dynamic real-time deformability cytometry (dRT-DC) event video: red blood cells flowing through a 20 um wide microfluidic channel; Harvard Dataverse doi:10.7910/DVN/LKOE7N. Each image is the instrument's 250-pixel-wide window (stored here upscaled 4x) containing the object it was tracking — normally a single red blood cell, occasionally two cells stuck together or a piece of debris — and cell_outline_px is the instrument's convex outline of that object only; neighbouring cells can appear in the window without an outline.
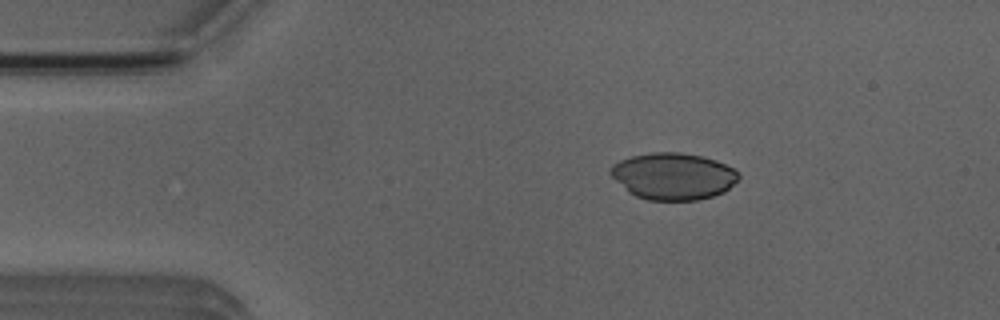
{"species": "Egyptian fruit bat (a non-hibernating species)", "species_latin": "Rousettus aegyptiacus", "temperature_condition": "room temperature", "stored_images_in_passage": 4, "camera_frame_rate_fps": 3000, "um_per_image_px": 0.085, "animal": {"sex": "male"}, "frame": {"image": 1, "passage_image": 2, "time_ms": 1.0, "image_size_px": [1000, 320], "cell_outline_px": [[740, 176], [724, 192], [712, 196], [696, 200], [648, 200], [636, 196], [628, 192], [608, 172], [612, 164], [620, 160], [632, 156], [652, 152], [680, 152], [704, 156], [716, 160], [732, 168]], "centroid_in_image_um": [57.19, 14.97], "position_along_channel_um": 27.8, "area_um2": 34.8}}